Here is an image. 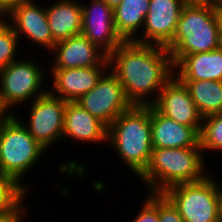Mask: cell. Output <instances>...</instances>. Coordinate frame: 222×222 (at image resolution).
<instances>
[{"label":"cell","instance_id":"obj_1","mask_svg":"<svg viewBox=\"0 0 222 222\" xmlns=\"http://www.w3.org/2000/svg\"><path fill=\"white\" fill-rule=\"evenodd\" d=\"M107 60L132 105H151L174 76L171 55L163 46L123 41Z\"/></svg>","mask_w":222,"mask_h":222},{"label":"cell","instance_id":"obj_2","mask_svg":"<svg viewBox=\"0 0 222 222\" xmlns=\"http://www.w3.org/2000/svg\"><path fill=\"white\" fill-rule=\"evenodd\" d=\"M107 145L130 174L139 177L152 153L151 105H132L108 127ZM125 164V165H124Z\"/></svg>","mask_w":222,"mask_h":222},{"label":"cell","instance_id":"obj_3","mask_svg":"<svg viewBox=\"0 0 222 222\" xmlns=\"http://www.w3.org/2000/svg\"><path fill=\"white\" fill-rule=\"evenodd\" d=\"M204 158L200 145L153 148L149 164L138 179L146 186L147 192L164 193L172 186L200 181L210 174Z\"/></svg>","mask_w":222,"mask_h":222},{"label":"cell","instance_id":"obj_4","mask_svg":"<svg viewBox=\"0 0 222 222\" xmlns=\"http://www.w3.org/2000/svg\"><path fill=\"white\" fill-rule=\"evenodd\" d=\"M214 5H185L172 41L165 47L173 65L183 56L221 47Z\"/></svg>","mask_w":222,"mask_h":222},{"label":"cell","instance_id":"obj_5","mask_svg":"<svg viewBox=\"0 0 222 222\" xmlns=\"http://www.w3.org/2000/svg\"><path fill=\"white\" fill-rule=\"evenodd\" d=\"M46 152L14 114H8L0 122V172L16 180L28 192L32 188L24 178L27 179L32 168L34 171Z\"/></svg>","mask_w":222,"mask_h":222},{"label":"cell","instance_id":"obj_6","mask_svg":"<svg viewBox=\"0 0 222 222\" xmlns=\"http://www.w3.org/2000/svg\"><path fill=\"white\" fill-rule=\"evenodd\" d=\"M22 58L0 69V103L8 114H14L15 108H23L24 104L28 107L27 104L48 91V62L44 67L31 54Z\"/></svg>","mask_w":222,"mask_h":222},{"label":"cell","instance_id":"obj_7","mask_svg":"<svg viewBox=\"0 0 222 222\" xmlns=\"http://www.w3.org/2000/svg\"><path fill=\"white\" fill-rule=\"evenodd\" d=\"M217 175L168 188L164 194L177 207L184 222H220Z\"/></svg>","mask_w":222,"mask_h":222},{"label":"cell","instance_id":"obj_8","mask_svg":"<svg viewBox=\"0 0 222 222\" xmlns=\"http://www.w3.org/2000/svg\"><path fill=\"white\" fill-rule=\"evenodd\" d=\"M29 104L26 120L21 114L17 115V110L14 115L27 128L29 134L49 152L53 145L62 143L66 101L47 91Z\"/></svg>","mask_w":222,"mask_h":222},{"label":"cell","instance_id":"obj_9","mask_svg":"<svg viewBox=\"0 0 222 222\" xmlns=\"http://www.w3.org/2000/svg\"><path fill=\"white\" fill-rule=\"evenodd\" d=\"M38 3L40 4L39 0H23L4 19L13 28L20 44L24 41V44H32L31 48L34 45V48L38 49V46L49 53L56 42L50 32L45 7L42 6L44 4Z\"/></svg>","mask_w":222,"mask_h":222},{"label":"cell","instance_id":"obj_10","mask_svg":"<svg viewBox=\"0 0 222 222\" xmlns=\"http://www.w3.org/2000/svg\"><path fill=\"white\" fill-rule=\"evenodd\" d=\"M76 102L107 127L132 106L125 96L123 86L109 69L101 75L96 85Z\"/></svg>","mask_w":222,"mask_h":222},{"label":"cell","instance_id":"obj_11","mask_svg":"<svg viewBox=\"0 0 222 222\" xmlns=\"http://www.w3.org/2000/svg\"><path fill=\"white\" fill-rule=\"evenodd\" d=\"M184 6L183 0H150L143 29L134 41L166 47L173 39Z\"/></svg>","mask_w":222,"mask_h":222},{"label":"cell","instance_id":"obj_12","mask_svg":"<svg viewBox=\"0 0 222 222\" xmlns=\"http://www.w3.org/2000/svg\"><path fill=\"white\" fill-rule=\"evenodd\" d=\"M82 6V32L90 42L110 55L123 40L114 27V9L103 0L80 2Z\"/></svg>","mask_w":222,"mask_h":222},{"label":"cell","instance_id":"obj_13","mask_svg":"<svg viewBox=\"0 0 222 222\" xmlns=\"http://www.w3.org/2000/svg\"><path fill=\"white\" fill-rule=\"evenodd\" d=\"M43 53L50 62L48 69L108 66L107 55L82 34L58 41L49 54Z\"/></svg>","mask_w":222,"mask_h":222},{"label":"cell","instance_id":"obj_14","mask_svg":"<svg viewBox=\"0 0 222 222\" xmlns=\"http://www.w3.org/2000/svg\"><path fill=\"white\" fill-rule=\"evenodd\" d=\"M151 105L159 113L177 123L190 127H202V115L198 112L188 89L175 76L163 86L157 99Z\"/></svg>","mask_w":222,"mask_h":222},{"label":"cell","instance_id":"obj_15","mask_svg":"<svg viewBox=\"0 0 222 222\" xmlns=\"http://www.w3.org/2000/svg\"><path fill=\"white\" fill-rule=\"evenodd\" d=\"M107 69L108 66L48 69L51 80L48 91L66 102H76L96 85Z\"/></svg>","mask_w":222,"mask_h":222},{"label":"cell","instance_id":"obj_16","mask_svg":"<svg viewBox=\"0 0 222 222\" xmlns=\"http://www.w3.org/2000/svg\"><path fill=\"white\" fill-rule=\"evenodd\" d=\"M63 122V143L70 138L74 143L107 145L108 127L77 102H66Z\"/></svg>","mask_w":222,"mask_h":222},{"label":"cell","instance_id":"obj_17","mask_svg":"<svg viewBox=\"0 0 222 222\" xmlns=\"http://www.w3.org/2000/svg\"><path fill=\"white\" fill-rule=\"evenodd\" d=\"M202 127H190L164 116L151 105V135L153 148H187L200 145Z\"/></svg>","mask_w":222,"mask_h":222},{"label":"cell","instance_id":"obj_18","mask_svg":"<svg viewBox=\"0 0 222 222\" xmlns=\"http://www.w3.org/2000/svg\"><path fill=\"white\" fill-rule=\"evenodd\" d=\"M44 6L50 32L55 42L81 34L82 6L80 0H57L49 5L45 3Z\"/></svg>","mask_w":222,"mask_h":222},{"label":"cell","instance_id":"obj_19","mask_svg":"<svg viewBox=\"0 0 222 222\" xmlns=\"http://www.w3.org/2000/svg\"><path fill=\"white\" fill-rule=\"evenodd\" d=\"M178 80L222 81V46L210 52L183 56L174 65Z\"/></svg>","mask_w":222,"mask_h":222},{"label":"cell","instance_id":"obj_20","mask_svg":"<svg viewBox=\"0 0 222 222\" xmlns=\"http://www.w3.org/2000/svg\"><path fill=\"white\" fill-rule=\"evenodd\" d=\"M150 0H122L114 9V27L123 41H134L143 29Z\"/></svg>","mask_w":222,"mask_h":222},{"label":"cell","instance_id":"obj_21","mask_svg":"<svg viewBox=\"0 0 222 222\" xmlns=\"http://www.w3.org/2000/svg\"><path fill=\"white\" fill-rule=\"evenodd\" d=\"M179 81L188 89V92L202 117L222 113V81Z\"/></svg>","mask_w":222,"mask_h":222},{"label":"cell","instance_id":"obj_22","mask_svg":"<svg viewBox=\"0 0 222 222\" xmlns=\"http://www.w3.org/2000/svg\"><path fill=\"white\" fill-rule=\"evenodd\" d=\"M200 146L204 157L205 153H221L222 151V113L203 117L202 128L199 134Z\"/></svg>","mask_w":222,"mask_h":222},{"label":"cell","instance_id":"obj_23","mask_svg":"<svg viewBox=\"0 0 222 222\" xmlns=\"http://www.w3.org/2000/svg\"><path fill=\"white\" fill-rule=\"evenodd\" d=\"M29 192L16 180L0 172V215L15 210L24 200L28 199Z\"/></svg>","mask_w":222,"mask_h":222},{"label":"cell","instance_id":"obj_24","mask_svg":"<svg viewBox=\"0 0 222 222\" xmlns=\"http://www.w3.org/2000/svg\"><path fill=\"white\" fill-rule=\"evenodd\" d=\"M20 41L11 25L3 19L0 22V69L22 57ZM20 52V53H19ZM21 55V56H20Z\"/></svg>","mask_w":222,"mask_h":222},{"label":"cell","instance_id":"obj_25","mask_svg":"<svg viewBox=\"0 0 222 222\" xmlns=\"http://www.w3.org/2000/svg\"><path fill=\"white\" fill-rule=\"evenodd\" d=\"M145 200L131 222H159L158 220V193L147 192Z\"/></svg>","mask_w":222,"mask_h":222},{"label":"cell","instance_id":"obj_26","mask_svg":"<svg viewBox=\"0 0 222 222\" xmlns=\"http://www.w3.org/2000/svg\"><path fill=\"white\" fill-rule=\"evenodd\" d=\"M158 220L159 222H184L177 207L164 193H158Z\"/></svg>","mask_w":222,"mask_h":222},{"label":"cell","instance_id":"obj_27","mask_svg":"<svg viewBox=\"0 0 222 222\" xmlns=\"http://www.w3.org/2000/svg\"><path fill=\"white\" fill-rule=\"evenodd\" d=\"M25 201L26 200H24L15 210L11 211L10 213L0 215V222H23L26 219V221H30L28 219L30 212L28 211L31 209L29 208L30 206L26 205Z\"/></svg>","mask_w":222,"mask_h":222},{"label":"cell","instance_id":"obj_28","mask_svg":"<svg viewBox=\"0 0 222 222\" xmlns=\"http://www.w3.org/2000/svg\"><path fill=\"white\" fill-rule=\"evenodd\" d=\"M23 0H0V13L5 17Z\"/></svg>","mask_w":222,"mask_h":222},{"label":"cell","instance_id":"obj_29","mask_svg":"<svg viewBox=\"0 0 222 222\" xmlns=\"http://www.w3.org/2000/svg\"><path fill=\"white\" fill-rule=\"evenodd\" d=\"M215 15L218 22V31L220 35V41L222 44V1H217L214 5Z\"/></svg>","mask_w":222,"mask_h":222},{"label":"cell","instance_id":"obj_30","mask_svg":"<svg viewBox=\"0 0 222 222\" xmlns=\"http://www.w3.org/2000/svg\"><path fill=\"white\" fill-rule=\"evenodd\" d=\"M217 178V199H218V212H219V219L222 222V183ZM221 183V184H220Z\"/></svg>","mask_w":222,"mask_h":222},{"label":"cell","instance_id":"obj_31","mask_svg":"<svg viewBox=\"0 0 222 222\" xmlns=\"http://www.w3.org/2000/svg\"><path fill=\"white\" fill-rule=\"evenodd\" d=\"M217 0H183L185 5H215Z\"/></svg>","mask_w":222,"mask_h":222},{"label":"cell","instance_id":"obj_32","mask_svg":"<svg viewBox=\"0 0 222 222\" xmlns=\"http://www.w3.org/2000/svg\"><path fill=\"white\" fill-rule=\"evenodd\" d=\"M107 5H109L112 9H115L122 0H103Z\"/></svg>","mask_w":222,"mask_h":222},{"label":"cell","instance_id":"obj_33","mask_svg":"<svg viewBox=\"0 0 222 222\" xmlns=\"http://www.w3.org/2000/svg\"><path fill=\"white\" fill-rule=\"evenodd\" d=\"M8 115V113L3 109L0 103V122Z\"/></svg>","mask_w":222,"mask_h":222},{"label":"cell","instance_id":"obj_34","mask_svg":"<svg viewBox=\"0 0 222 222\" xmlns=\"http://www.w3.org/2000/svg\"><path fill=\"white\" fill-rule=\"evenodd\" d=\"M4 19V16L0 13V22Z\"/></svg>","mask_w":222,"mask_h":222}]
</instances>
